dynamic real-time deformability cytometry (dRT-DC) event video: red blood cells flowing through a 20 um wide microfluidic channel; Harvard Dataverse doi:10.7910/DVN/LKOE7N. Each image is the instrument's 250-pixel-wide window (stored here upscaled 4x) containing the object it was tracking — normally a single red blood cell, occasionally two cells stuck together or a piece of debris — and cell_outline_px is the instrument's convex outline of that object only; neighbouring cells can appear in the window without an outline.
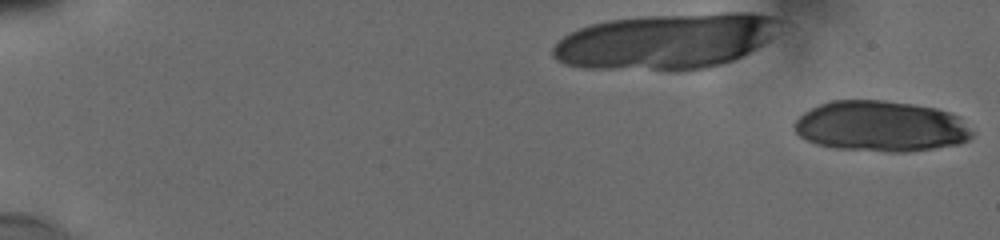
{"species": "human", "species_latin": "Homo sapiens", "temperature_condition": "cold", "stored_images_in_passage": 57, "segment_of_instrument_passage": [1, 2], "camera_frame_rate_fps": 3000, "um_per_image_px": 0.085, "donor": {"sex": "male"}, "frame": {"image": 1, "passage_image": 1, "time_ms": 0.0, "image_size_px": [1000, 240], "cell_outline_px": [[972, 136], [968, 140], [960, 144], [904, 152], [888, 152], [836, 148], [816, 144], [800, 136], [792, 128], [792, 124], [804, 112], [828, 100], [884, 100], [912, 104], [936, 108], [960, 116], [972, 132]], "centroid_in_image_um": [74.86, 10.73], "position_along_channel_um": 10.1, "area_um2": 52.66}}
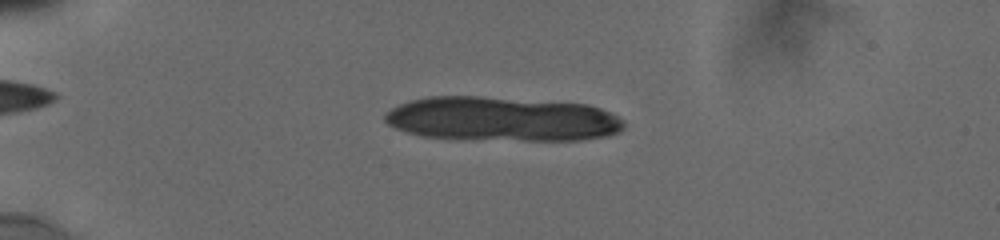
{"frame": {"image": 2, "passage_image": 23, "time_ms": 4.667, "image_size_px": [1000, 240], "cell_outline_px": [[624, 128], [620, 132], [608, 136], [584, 140], [452, 140], [420, 136], [396, 128], [388, 124], [384, 120], [384, 112], [408, 100], [428, 96], [480, 96], [588, 104], [612, 112], [624, 120]], "centroid_in_image_um": [42.66, 10.13], "position_along_channel_um": 42.3, "area_um2": 63.0}}